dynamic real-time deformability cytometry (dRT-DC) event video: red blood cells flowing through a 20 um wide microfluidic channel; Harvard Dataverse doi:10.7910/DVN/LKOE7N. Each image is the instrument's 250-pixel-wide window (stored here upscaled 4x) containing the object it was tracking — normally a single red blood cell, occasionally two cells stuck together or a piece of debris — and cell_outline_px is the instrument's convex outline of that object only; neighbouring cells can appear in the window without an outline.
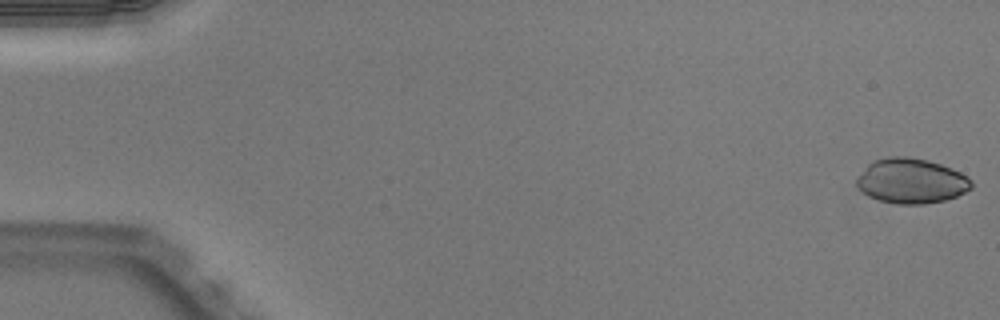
{"species": "Egyptian fruit bat (a non-hibernating species)", "species_latin": "Rousettus aegyptiacus", "temperature_condition": "warm", "stored_images_in_passage": 51, "camera_frame_rate_fps": 3000, "um_per_image_px": 0.085, "animal": {"sex": "male"}, "frame": {"image": 1, "passage_image": 1, "time_ms": 0.0, "image_size_px": [1000, 320], "cell_outline_px": [[972, 188], [956, 196], [944, 200], [924, 204], [896, 204], [880, 200], [868, 196], [856, 184], [856, 180], [864, 168], [868, 164], [876, 160], [888, 156], [904, 156], [928, 160], [940, 164], [960, 172], [968, 176], [972, 180]], "centroid_in_image_um": [77.47, 15.38], "position_along_channel_um": 7.5, "area_um2": 29.94}}
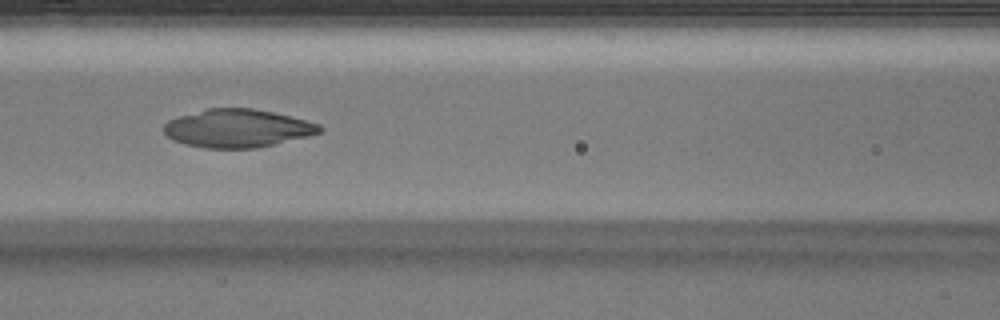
{"frame": {"image": 2, "passage_image": 23, "time_ms": 7.333, "image_size_px": [1000, 320], "cell_outline_px": [[324, 132], [308, 136], [256, 148], [204, 148], [184, 144], [172, 140], [164, 132], [164, 124], [168, 120], [180, 116], [208, 108], [252, 108], [272, 112], [320, 124], [324, 128]], "centroid_in_image_um": [20.18, 10.91], "position_along_channel_um": 146.4, "area_um2": 34.51}}
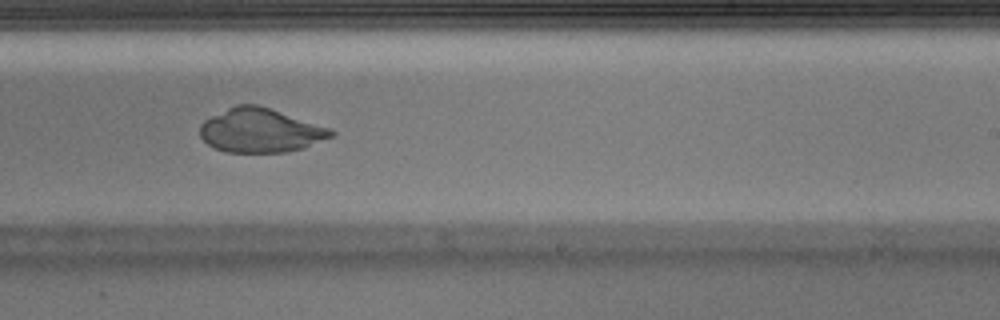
{"frame": {"image": 3, "passage_image": 32, "time_ms": 10.333, "image_size_px": [1000, 320], "cell_outline_px": [[336, 132], [332, 136], [304, 148], [284, 152], [224, 152], [208, 144], [200, 136], [200, 124], [204, 120], [236, 104], [256, 104], [332, 128]], "centroid_in_image_um": [22.14, 11.09], "position_along_channel_um": 266.9, "area_um2": 33.47}}